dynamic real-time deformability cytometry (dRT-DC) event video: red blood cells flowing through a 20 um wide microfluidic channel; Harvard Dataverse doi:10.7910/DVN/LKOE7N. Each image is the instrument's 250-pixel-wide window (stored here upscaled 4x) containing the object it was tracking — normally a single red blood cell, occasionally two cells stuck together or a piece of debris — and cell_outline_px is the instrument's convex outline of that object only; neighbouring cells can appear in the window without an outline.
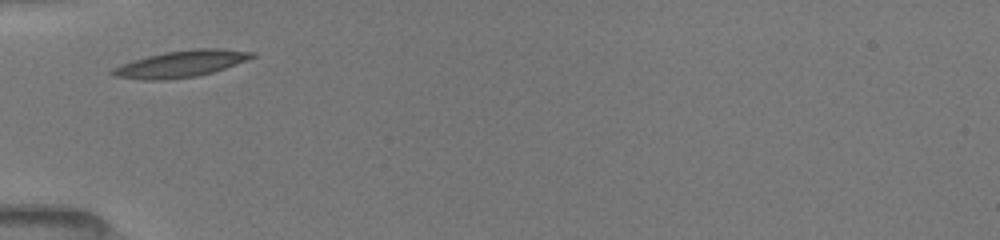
{"species": "common noctule bat (a hibernating species)", "species_latin": "Nyctalus noctula", "temperature_condition": "room temperature", "stored_images_in_passage": 19, "camera_frame_rate_fps": 3000, "um_per_image_px": 0.085, "animal": {"sex": "female", "body_mass_g": 19.5, "forearm_length_mm": 54.1}, "frame": {"image": 1, "passage_image": 1, "time_ms": 0.0, "image_size_px": [1000, 240], "cell_outline_px": [[256, 56], [224, 68], [212, 72], [196, 76], [168, 80], [144, 80], [116, 76], [108, 72], [112, 68], [120, 64], [132, 60], [164, 52], [196, 48], [224, 48], [256, 52]], "centroid_in_image_um": [15.37, 5.42], "position_along_channel_um": 69.6, "area_um2": 21.68}}
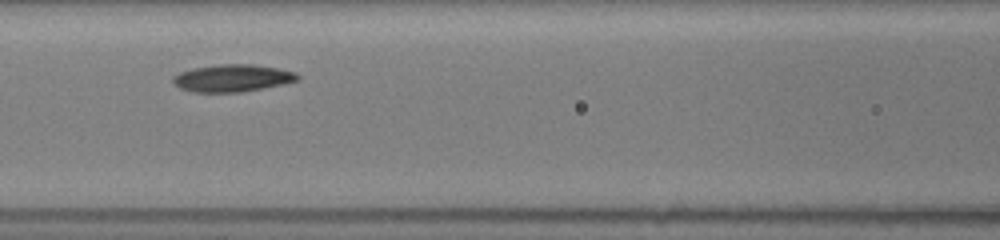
{"frame": {"image": 2, "passage_image": 13, "time_ms": 2.0, "image_size_px": [1000, 240], "cell_outline_px": [[300, 80], [284, 84], [264, 88], [240, 92], [192, 92], [180, 88], [172, 84], [172, 76], [180, 72], [192, 68], [220, 64], [252, 64], [280, 68], [296, 72], [300, 76]], "centroid_in_image_um": [19.77, 6.63], "position_along_channel_um": 146.8, "area_um2": 20.11}}
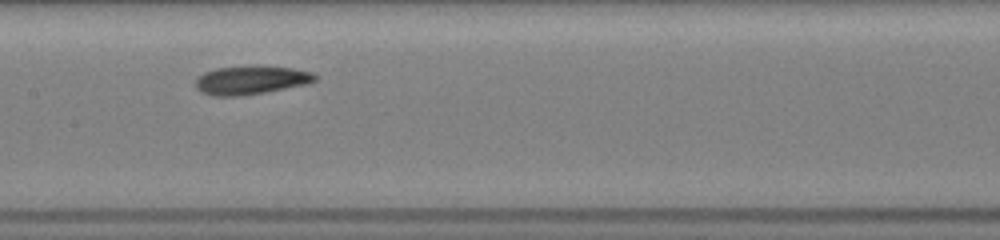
{"frame": {"image": 3, "passage_image": 18, "time_ms": 3.0, "image_size_px": [1000, 240], "cell_outline_px": [[316, 80], [308, 84], [264, 92], [240, 96], [212, 96], [200, 92], [196, 88], [196, 80], [204, 72], [216, 68], [252, 64], [292, 68], [312, 72], [316, 76]], "centroid_in_image_um": [21.32, 6.79], "position_along_channel_um": 186.1, "area_um2": 20.23}}